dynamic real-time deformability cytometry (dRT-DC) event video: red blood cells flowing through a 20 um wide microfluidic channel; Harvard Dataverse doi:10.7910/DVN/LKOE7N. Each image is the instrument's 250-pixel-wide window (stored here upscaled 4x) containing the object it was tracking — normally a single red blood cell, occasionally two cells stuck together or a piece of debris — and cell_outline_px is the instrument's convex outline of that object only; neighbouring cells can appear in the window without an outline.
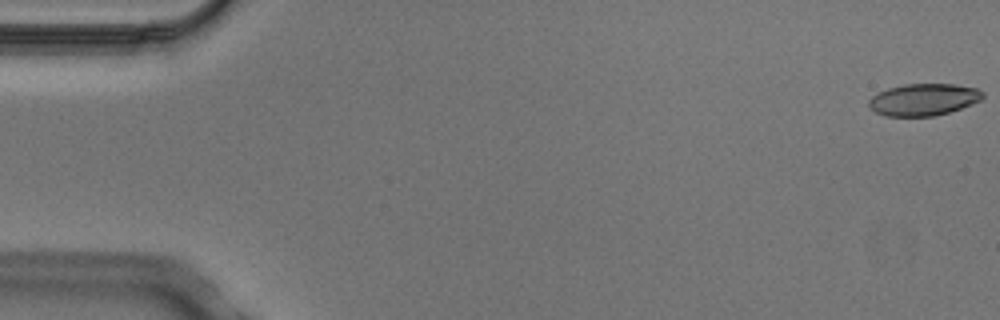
{"species": "Egyptian fruit bat (a non-hibernating species)", "species_latin": "Rousettus aegyptiacus", "temperature_condition": "cold", "stored_images_in_passage": 4, "segment_of_instrument_passage": [2, 2], "camera_frame_rate_fps": 3000, "um_per_image_px": 0.085, "animal": {"sex": "male"}, "frame": {"image": 1, "passage_image": 4, "time_ms": 1.0, "image_size_px": [1000, 320], "cell_outline_px": [[984, 96], [980, 100], [972, 104], [936, 116], [884, 116], [876, 112], [868, 104], [868, 100], [872, 96], [888, 88], [904, 84], [956, 84], [976, 88], [984, 92]], "centroid_in_image_um": [78.51, 8.46], "position_along_channel_um": 6.5, "area_um2": 21.15}}